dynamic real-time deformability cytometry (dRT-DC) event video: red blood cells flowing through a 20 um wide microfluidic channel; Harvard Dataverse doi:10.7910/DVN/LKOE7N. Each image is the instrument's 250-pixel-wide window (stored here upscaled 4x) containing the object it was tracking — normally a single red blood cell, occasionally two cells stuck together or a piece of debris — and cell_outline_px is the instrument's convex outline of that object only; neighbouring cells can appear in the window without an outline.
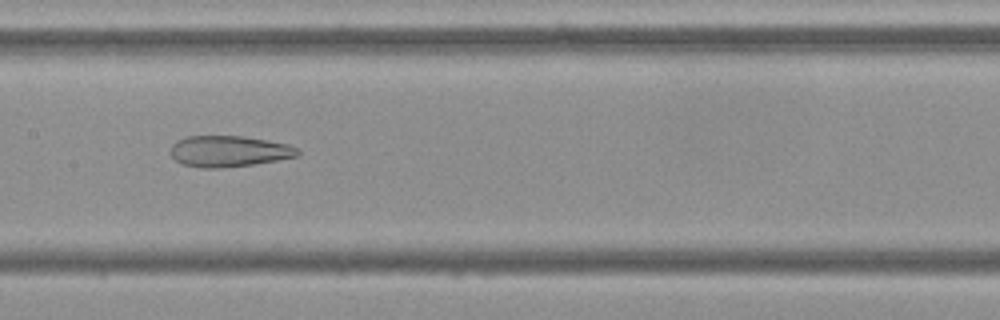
{"species": "Egyptian fruit bat (a non-hibernating species)", "species_latin": "Rousettus aegyptiacus", "temperature_condition": "cold", "stored_images_in_passage": 50, "camera_frame_rate_fps": 3000, "um_per_image_px": 0.085, "frame": {"image": 1, "passage_image": 22, "time_ms": 7.0, "image_size_px": [1000, 320], "cell_outline_px": [[300, 152], [296, 156], [276, 160], [252, 164], [220, 168], [200, 168], [184, 164], [176, 160], [172, 156], [172, 144], [176, 140], [188, 136], [244, 136], [268, 140], [288, 144], [296, 148]], "centroid_in_image_um": [19.44, 12.85], "position_along_channel_um": 188.0, "area_um2": 22.83}}
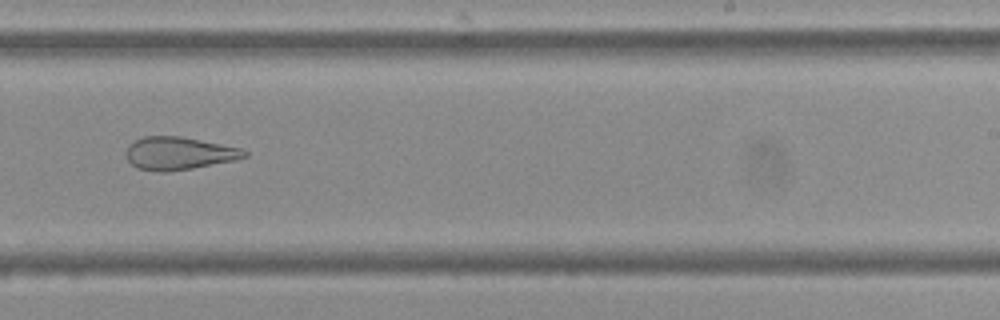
{"frame": {"image": 2, "passage_image": 29, "time_ms": 9.333, "image_size_px": [1000, 320], "cell_outline_px": [[248, 156], [236, 160], [192, 168], [168, 172], [160, 172], [136, 168], [128, 160], [128, 144], [144, 136], [180, 136], [240, 148], [248, 152]], "centroid_in_image_um": [15.21, 13.04], "position_along_channel_um": 273.8, "area_um2": 22.43}}
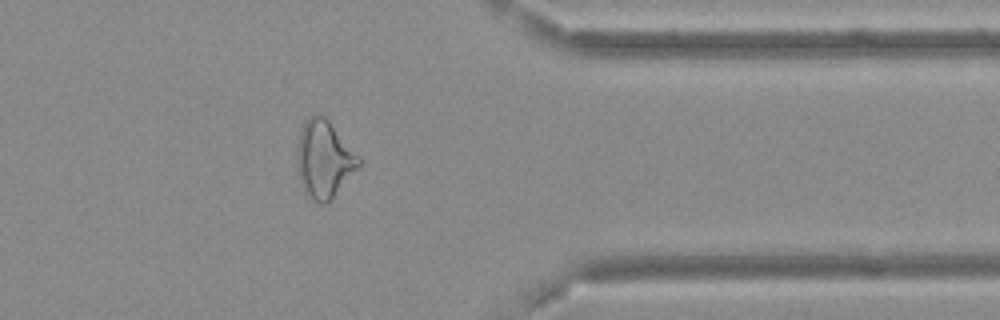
{"frame": {"image": 3, "passage_image": 39, "time_ms": 12.667, "image_size_px": [1000, 320], "cell_outline_px": [[360, 164], [332, 200], [328, 204], [320, 204], [312, 200], [304, 192], [300, 184], [296, 152], [300, 132], [304, 120], [312, 112], [320, 112], [328, 120], [360, 156]], "centroid_in_image_um": [27.52, 13.52], "position_along_channel_um": 383.9, "area_um2": 28.21}, "authors_computed_cell_mechanics": {"area_um2": 28.5243, "velocity_mm_per_s": 3.6915, "shape_relaxation_time_tau1_ms": null, "shape_relaxation_time_tau2_ms": 5.0963, "deformation_change_tau1": null, "deformation_change_tau2": 0.1848}}